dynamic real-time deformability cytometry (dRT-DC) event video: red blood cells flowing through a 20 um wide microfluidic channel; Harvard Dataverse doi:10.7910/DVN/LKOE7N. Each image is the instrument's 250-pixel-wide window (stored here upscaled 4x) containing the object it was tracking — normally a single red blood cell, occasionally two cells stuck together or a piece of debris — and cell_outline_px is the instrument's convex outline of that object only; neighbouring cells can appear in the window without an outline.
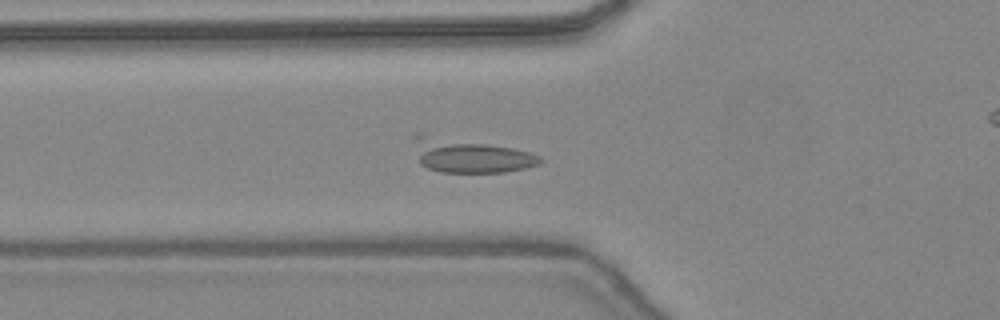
{"species": "common noctule bat (a hibernating species)", "species_latin": "Nyctalus noctula", "temperature_condition": "warm", "stored_images_in_passage": 10, "camera_frame_rate_fps": 3000, "um_per_image_px": 0.085, "animal": {"sex": "female", "body_mass_g": 24.6, "forearm_length_mm": 56.2}, "frame": {"image": 1, "passage_image": 5, "time_ms": 1.333, "image_size_px": [1000, 320], "cell_outline_px": [[544, 160], [540, 164], [524, 168], [504, 172], [440, 172], [428, 168], [420, 164], [412, 136], [416, 132], [424, 132], [512, 148], [528, 152], [540, 156]], "centroid_in_image_um": [39.87, 13.19], "position_along_channel_um": 85.9, "area_um2": 25.2}}